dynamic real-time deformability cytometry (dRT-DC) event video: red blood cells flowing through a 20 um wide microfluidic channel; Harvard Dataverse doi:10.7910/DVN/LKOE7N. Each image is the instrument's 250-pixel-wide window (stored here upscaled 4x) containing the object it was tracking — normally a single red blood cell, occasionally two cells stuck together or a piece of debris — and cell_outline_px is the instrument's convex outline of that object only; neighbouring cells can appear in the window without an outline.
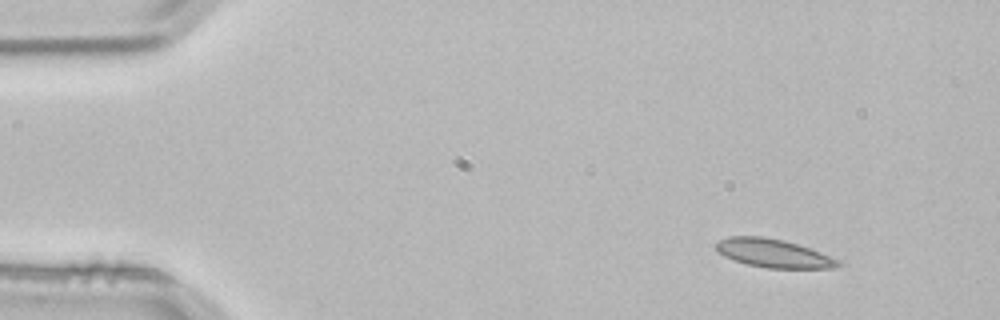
{"species": "common noctule bat (a hibernating species)", "species_latin": "Nyctalus noctula", "temperature_condition": "room temperature", "stored_images_in_passage": 3, "camera_frame_rate_fps": 3000, "um_per_image_px": 0.085, "animal": {"sex": "male", "body_mass_g": 21.5, "forearm_length_mm": 52.0}, "frame": {"image": 1, "passage_image": 1, "time_ms": 0.0, "image_size_px": [1000, 320], "cell_outline_px": [[844, 264], [836, 268], [768, 268], [748, 264], [724, 256], [712, 244], [728, 236], [760, 236], [780, 240], [796, 244], [820, 252], [840, 260]], "centroid_in_image_um": [65.75, 21.53], "position_along_channel_um": 19.2, "area_um2": 20.0}}